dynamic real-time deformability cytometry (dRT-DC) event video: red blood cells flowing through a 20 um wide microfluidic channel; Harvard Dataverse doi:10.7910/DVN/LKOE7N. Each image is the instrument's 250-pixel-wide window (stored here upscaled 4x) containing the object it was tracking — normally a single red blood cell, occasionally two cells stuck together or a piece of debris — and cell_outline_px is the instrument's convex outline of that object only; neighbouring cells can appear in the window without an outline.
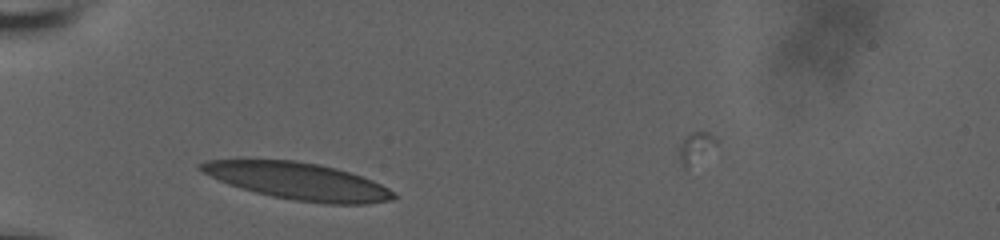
{"species": "human", "species_latin": "Homo sapiens", "temperature_condition": "room temperature", "stored_images_in_passage": 35, "camera_frame_rate_fps": 3000, "um_per_image_px": 0.085, "donor": {"sex": "male"}, "frame": {"image": 1, "passage_image": 6, "time_ms": 1.667, "image_size_px": [1000, 240], "cell_outline_px": [[400, 196], [392, 200], [368, 204], [324, 204], [296, 200], [272, 196], [240, 188], [228, 184], [204, 172], [200, 168], [200, 164], [208, 160], [244, 156], [296, 160], [320, 164], [336, 168], [372, 180], [388, 188]], "centroid_in_image_um": [25.29, 15.35], "position_along_channel_um": 59.7, "area_um2": 42.54}}
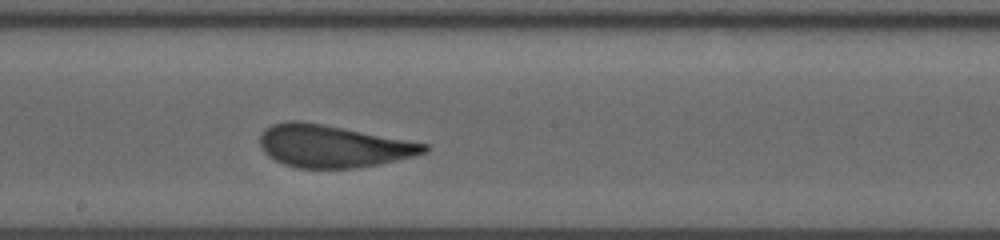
{"frame": {"image": 2, "passage_image": 20, "time_ms": 6.333, "image_size_px": [1000, 240], "cell_outline_px": [[428, 152], [380, 164], [356, 168], [296, 168], [284, 164], [268, 156], [260, 148], [260, 132], [272, 124], [288, 120], [296, 120], [320, 124], [428, 144]], "centroid_in_image_um": [28.24, 12.43], "position_along_channel_um": 220.0, "area_um2": 40.23}}
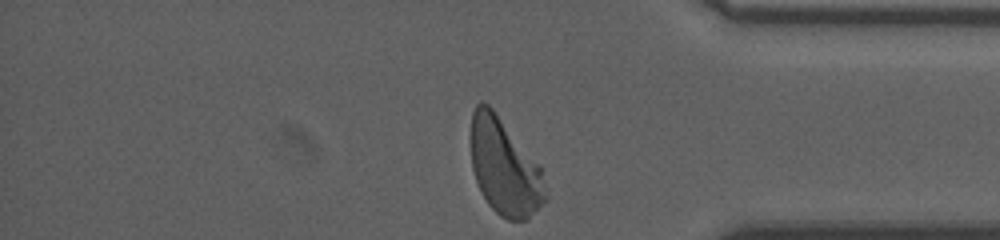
{"frame": {"image": 3, "passage_image": 35, "time_ms": 11.333, "image_size_px": [1000, 240], "cell_outline_px": [[548, 200], [528, 220], [508, 220], [500, 216], [488, 204], [476, 180], [472, 168], [472, 112], [476, 104], [480, 100], [488, 104], [492, 108], [540, 164], [548, 196]], "centroid_in_image_um": [42.93, 14.23], "position_along_channel_um": 392.3, "area_um2": 42.02}, "authors_computed_cell_mechanics": {"area_um2": 41.038, "velocity_mm_per_s": 3.6994, "shape_relaxation_time_tau1_ms": 3.5926, "shape_relaxation_time_tau2_ms": 0.968, "deformation_change_tau1": 0.1623, "deformation_change_tau2": 0.0623}}